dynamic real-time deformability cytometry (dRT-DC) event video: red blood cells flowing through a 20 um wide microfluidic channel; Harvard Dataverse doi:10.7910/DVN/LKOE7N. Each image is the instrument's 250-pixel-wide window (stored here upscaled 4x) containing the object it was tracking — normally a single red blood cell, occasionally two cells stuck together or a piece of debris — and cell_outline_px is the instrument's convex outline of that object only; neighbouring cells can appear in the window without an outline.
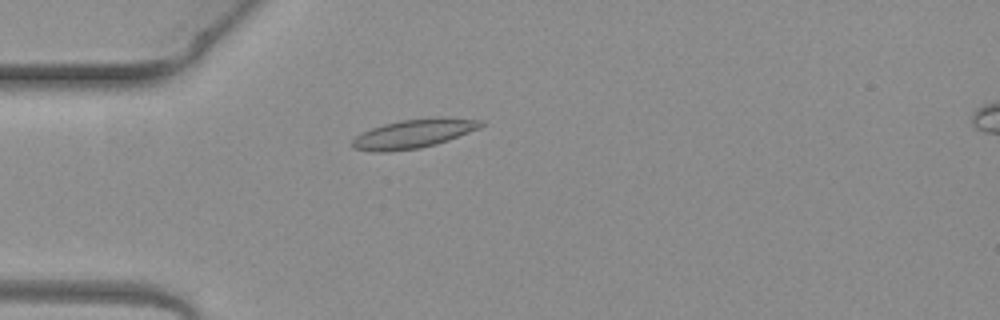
{"species": "common noctule bat (a hibernating species)", "species_latin": "Nyctalus noctula", "temperature_condition": "warm", "stored_images_in_passage": 2, "camera_frame_rate_fps": 3000, "um_per_image_px": 0.085, "animal": {"sex": "female", "body_mass_g": 19.3, "forearm_length_mm": 54.1}, "frame": {"image": 1, "passage_image": 2, "time_ms": 0.333, "image_size_px": [1000, 320], "cell_outline_px": [[484, 124], [480, 128], [448, 140], [436, 144], [420, 148], [388, 152], [376, 152], [352, 148], [352, 140], [356, 136], [372, 128], [384, 124], [400, 120], [436, 116], [484, 120]], "centroid_in_image_um": [35.19, 11.35], "position_along_channel_um": 49.8, "area_um2": 21.79}}